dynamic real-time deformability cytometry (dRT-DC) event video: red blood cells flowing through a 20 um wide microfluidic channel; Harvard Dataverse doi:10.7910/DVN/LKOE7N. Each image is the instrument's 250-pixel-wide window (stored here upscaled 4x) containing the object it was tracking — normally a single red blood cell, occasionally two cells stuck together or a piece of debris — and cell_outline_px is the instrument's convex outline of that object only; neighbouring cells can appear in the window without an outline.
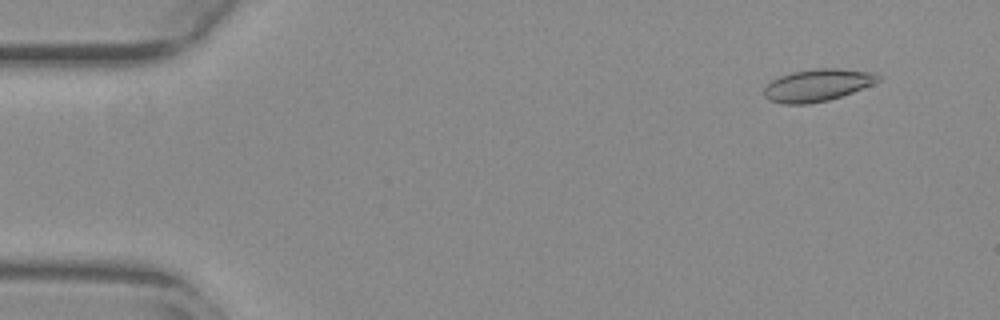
{"species": "common noctule bat (a hibernating species)", "species_latin": "Nyctalus noctula", "temperature_condition": "warm", "stored_images_in_passage": 55, "camera_frame_rate_fps": 3000, "um_per_image_px": 0.085, "animal": {"sex": "female", "body_mass_g": 29.2, "forearm_length_mm": 56.3}, "frame": {"image": 1, "passage_image": 5, "time_ms": 1.333, "image_size_px": [1000, 320], "cell_outline_px": [[880, 80], [872, 84], [852, 92], [828, 100], [808, 104], [780, 104], [768, 100], [764, 96], [764, 88], [772, 80], [780, 76], [792, 72], [812, 68], [836, 68], [876, 72], [880, 76]], "centroid_in_image_um": [69.46, 7.23], "position_along_channel_um": 15.5, "area_um2": 21.5}}
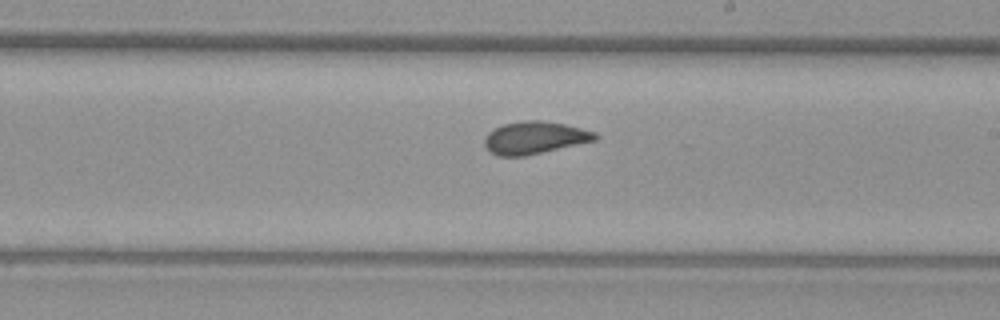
{"frame": {"image": 2, "passage_image": 32, "time_ms": 10.333, "image_size_px": [1000, 320], "cell_outline_px": [[600, 136], [596, 140], [524, 156], [496, 156], [488, 152], [484, 148], [484, 140], [488, 132], [504, 124], [524, 120], [540, 120], [564, 124], [596, 132]], "centroid_in_image_um": [45.41, 11.71], "position_along_channel_um": 243.6, "area_um2": 20.92}}
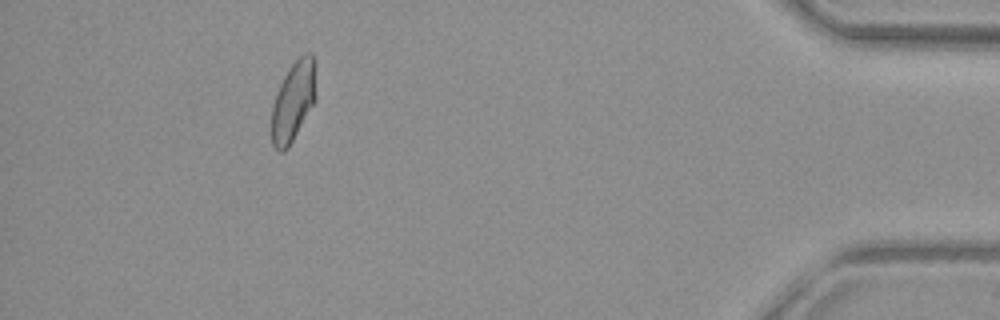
{"frame": {"image": 3, "passage_image": 50, "time_ms": 16.333, "image_size_px": [1000, 320], "cell_outline_px": [[316, 100], [288, 148], [284, 152], [280, 152], [272, 144], [272, 104], [280, 84], [288, 68], [304, 52], [312, 52], [316, 60]], "centroid_in_image_um": [24.97, 8.55], "position_along_channel_um": 410.2, "area_um2": 20.98}, "authors_computed_cell_mechanics": {"area_um2": 20.9814, "velocity_mm_per_s": 3.8003, "shape_relaxation_time_tau1_ms": null, "shape_relaxation_time_tau2_ms": 1.0805, "deformation_change_tau1": null, "deformation_change_tau2": 0.0584}}